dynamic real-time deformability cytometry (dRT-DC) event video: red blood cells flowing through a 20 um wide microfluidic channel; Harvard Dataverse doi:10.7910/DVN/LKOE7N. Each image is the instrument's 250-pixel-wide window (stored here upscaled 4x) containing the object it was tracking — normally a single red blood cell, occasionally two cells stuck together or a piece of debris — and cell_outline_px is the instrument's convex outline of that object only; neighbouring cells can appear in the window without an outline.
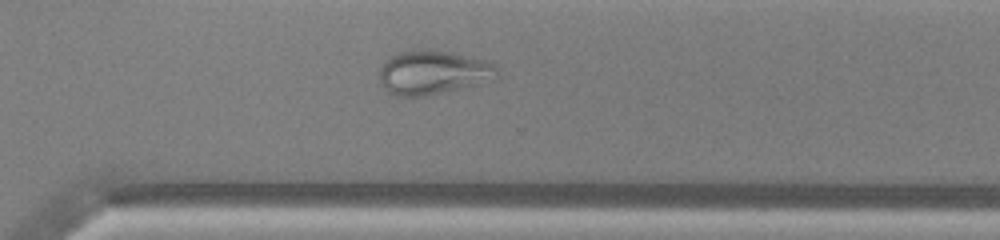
{"species": "common noctule bat (a hibernating species)", "species_latin": "Nyctalus noctula", "temperature_condition": "warm", "stored_images_in_passage": 41, "camera_frame_rate_fps": 3000, "um_per_image_px": 0.085, "animal": {"sex": "male", "body_mass_g": 13.0, "forearm_length_mm": 53.1}, "frame": {"image": 1, "passage_image": 36, "time_ms": 11.667, "image_size_px": [1000, 240], "cell_outline_px": [[500, 76], [492, 80], [480, 84], [464, 88], [428, 96], [396, 96], [388, 92], [380, 84], [380, 68], [388, 56], [400, 52], [424, 48], [432, 48], [452, 52], [484, 60], [500, 68]], "centroid_in_image_um": [36.83, 6.15], "position_along_channel_um": 333.8, "area_um2": 30.92}}
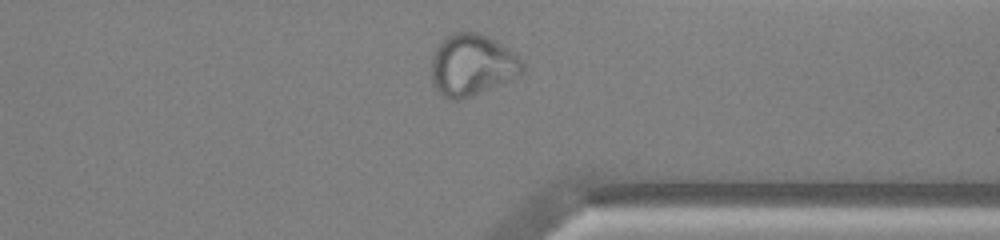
{"frame": {"image": 2, "passage_image": 39, "time_ms": 12.667, "image_size_px": [1000, 240], "cell_outline_px": [[524, 68], [520, 72], [508, 80], [472, 96], [460, 100], [452, 100], [444, 96], [436, 88], [432, 80], [432, 56], [436, 48], [444, 36], [452, 32], [476, 32], [492, 40], [520, 56], [524, 60]], "centroid_in_image_um": [40.09, 5.52], "position_along_channel_um": 371.3, "area_um2": 32.19}}